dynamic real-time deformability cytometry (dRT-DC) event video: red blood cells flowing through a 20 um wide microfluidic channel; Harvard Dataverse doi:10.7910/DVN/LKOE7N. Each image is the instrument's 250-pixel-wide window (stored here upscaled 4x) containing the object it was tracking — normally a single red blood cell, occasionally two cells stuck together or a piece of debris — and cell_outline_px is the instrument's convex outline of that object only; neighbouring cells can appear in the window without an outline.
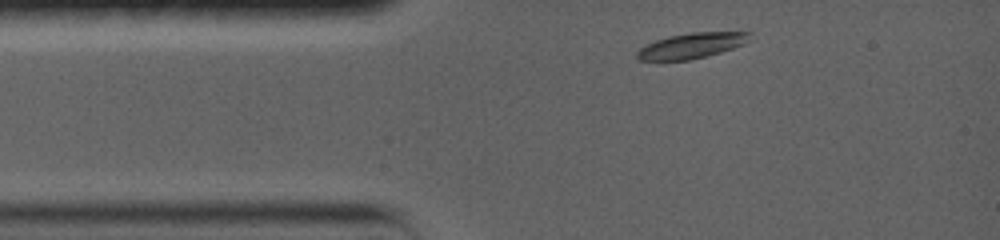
{"species": "common noctule bat (a hibernating species)", "species_latin": "Nyctalus noctula", "temperature_condition": "warm", "stored_images_in_passage": 7, "camera_frame_rate_fps": 5000, "um_per_image_px": 0.085, "animal": {"sex": "female", "body_mass_g": 19.0, "forearm_length_mm": 56.7}, "frame": {"image": 1, "passage_image": 1, "time_ms": 0.0, "image_size_px": [1000, 240], "cell_outline_px": [[752, 32], [744, 44], [720, 52], [688, 60], [640, 60], [636, 56], [636, 52], [644, 44], [668, 36], [692, 32]], "centroid_in_image_um": [58.73, 3.87], "position_along_channel_um": 26.3, "area_um2": 16.47}}
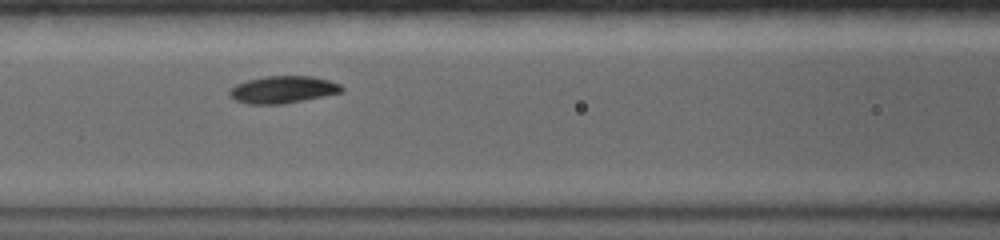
{"frame": {"image": 2, "passage_image": 5, "time_ms": 3.8, "image_size_px": [1000, 240], "cell_outline_px": [[344, 92], [324, 96], [280, 104], [248, 104], [236, 100], [228, 96], [228, 92], [236, 84], [248, 80], [264, 76], [312, 76], [328, 80], [340, 84], [344, 88]], "centroid_in_image_um": [24.05, 7.61], "position_along_channel_um": 142.6, "area_um2": 17.74}}
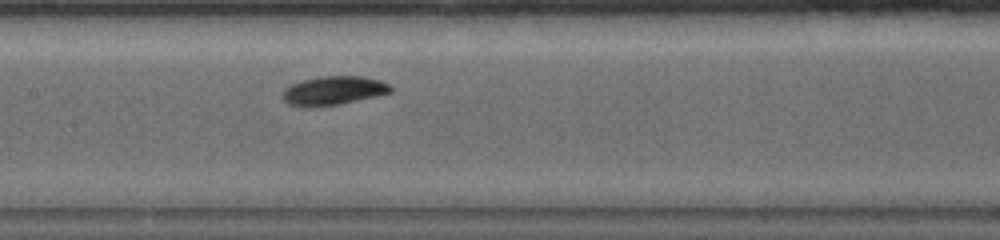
{"frame": {"image": 3, "passage_image": 6, "time_ms": 4.8, "image_size_px": [1000, 240], "cell_outline_px": [[392, 92], [376, 96], [340, 104], [308, 108], [288, 104], [284, 100], [280, 92], [284, 88], [292, 84], [304, 80], [320, 76], [364, 76], [380, 80], [388, 84], [392, 88]], "centroid_in_image_um": [28.31, 7.71], "position_along_channel_um": 179.1, "area_um2": 18.32}}